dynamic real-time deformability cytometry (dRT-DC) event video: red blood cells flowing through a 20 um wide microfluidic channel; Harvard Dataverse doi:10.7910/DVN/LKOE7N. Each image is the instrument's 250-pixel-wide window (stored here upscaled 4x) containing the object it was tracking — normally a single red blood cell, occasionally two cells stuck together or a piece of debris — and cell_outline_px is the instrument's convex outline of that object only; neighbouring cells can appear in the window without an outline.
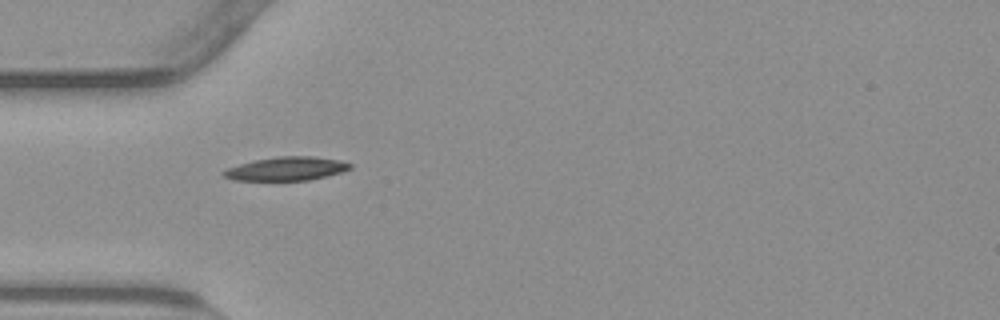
{"species": "common noctule bat (a hibernating species)", "species_latin": "Nyctalus noctula", "temperature_condition": "warm", "stored_images_in_passage": 39, "camera_frame_rate_fps": 3000, "um_per_image_px": 0.085, "animal": {"sex": "male", "body_mass_g": 23.1, "forearm_length_mm": 52.7}, "frame": {"image": 1, "passage_image": 1, "time_ms": 0.0, "image_size_px": [1000, 320], "cell_outline_px": [[352, 168], [340, 172], [308, 180], [232, 180], [224, 176], [220, 172], [228, 168], [252, 160], [276, 156], [312, 156], [340, 160], [352, 164]], "centroid_in_image_um": [24.32, 14.33], "position_along_channel_um": 60.7, "area_um2": 17.34}}
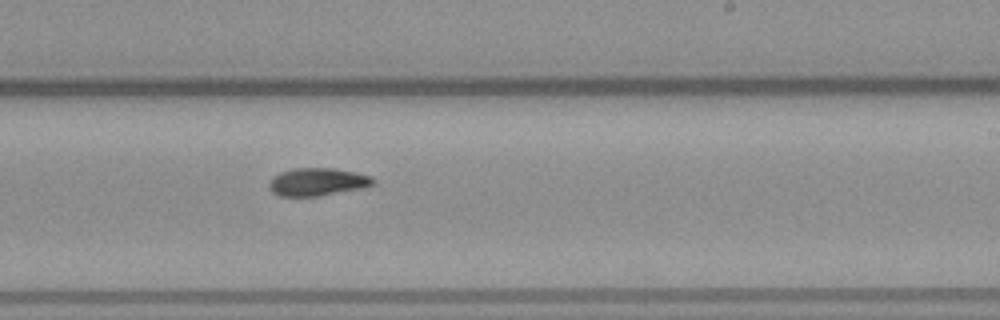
{"frame": {"image": 2, "passage_image": 17, "time_ms": 5.333, "image_size_px": [1000, 320], "cell_outline_px": [[376, 184], [360, 188], [320, 196], [280, 196], [272, 192], [268, 184], [280, 172], [292, 168], [332, 168], [372, 176], [376, 180]], "centroid_in_image_um": [27.0, 15.46], "position_along_channel_um": 262.0, "area_um2": 16.7}}
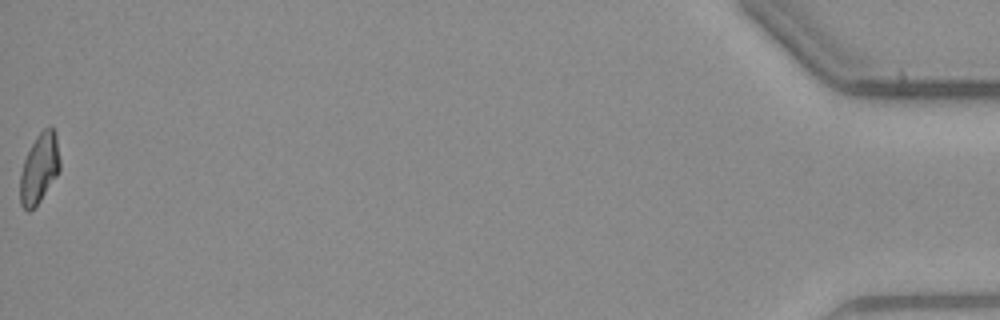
{"frame": {"image": 3, "passage_image": 39, "time_ms": 12.667, "image_size_px": [1000, 320], "cell_outline_px": [[60, 168], [56, 176], [40, 200], [28, 212], [20, 204], [20, 172], [24, 160], [36, 136], [48, 124], [52, 124], [56, 132], [60, 160]], "centroid_in_image_um": [3.35, 14.25], "position_along_channel_um": 431.8, "area_um2": 16.18}, "authors_computed_cell_mechanics": {"area_um2": 16.8776, "velocity_mm_per_s": 3.7973, "shape_relaxation_time_tau1_ms": 9.322, "shape_relaxation_time_tau2_ms": null, "deformation_change_tau1": 0.2212, "deformation_change_tau2": null}}